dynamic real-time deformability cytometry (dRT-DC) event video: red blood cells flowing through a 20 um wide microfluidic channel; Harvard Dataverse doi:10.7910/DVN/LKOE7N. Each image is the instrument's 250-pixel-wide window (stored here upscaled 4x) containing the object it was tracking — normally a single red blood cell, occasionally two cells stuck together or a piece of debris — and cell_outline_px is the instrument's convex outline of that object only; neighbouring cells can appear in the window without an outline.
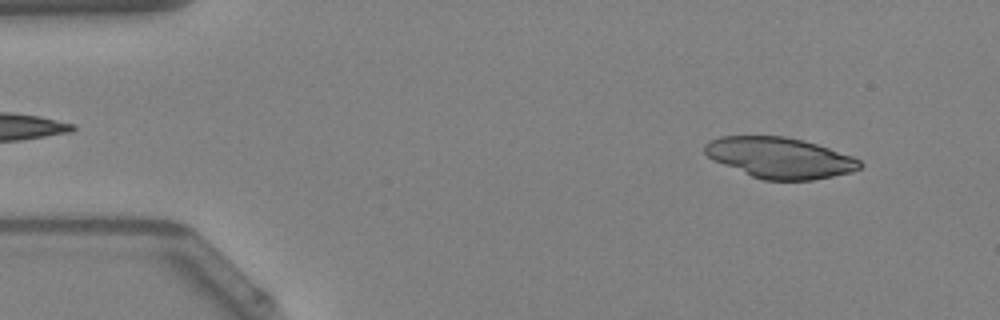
{"species": "Egyptian fruit bat (a non-hibernating species)", "species_latin": "Rousettus aegyptiacus", "temperature_condition": "warm", "stored_images_in_passage": 48, "camera_frame_rate_fps": 3000, "um_per_image_px": 0.085, "animal": {"sex": "female"}, "frame": {"image": 1, "passage_image": 4, "time_ms": 1.0, "image_size_px": [1000, 320], "cell_outline_px": [[864, 164], [860, 168], [852, 172], [812, 180], [764, 180], [752, 176], [712, 160], [704, 152], [704, 144], [720, 136], [784, 136], [804, 140], [852, 156], [860, 160]], "centroid_in_image_um": [66.28, 13.41], "position_along_channel_um": 18.7, "area_um2": 36.76}}